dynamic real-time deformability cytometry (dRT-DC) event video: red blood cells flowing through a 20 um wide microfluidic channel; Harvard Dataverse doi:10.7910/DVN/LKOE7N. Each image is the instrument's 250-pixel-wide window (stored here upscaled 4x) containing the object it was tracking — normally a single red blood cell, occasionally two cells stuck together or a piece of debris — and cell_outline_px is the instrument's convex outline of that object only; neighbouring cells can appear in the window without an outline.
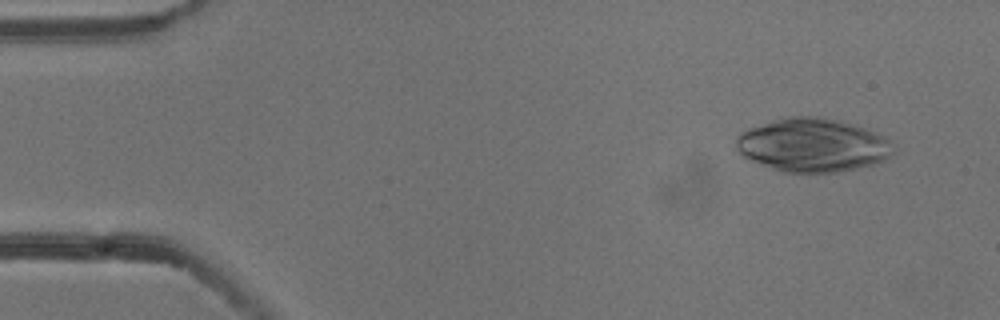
{"species": "common noctule bat (a hibernating species)", "species_latin": "Nyctalus noctula", "temperature_condition": "cold", "stored_images_in_passage": 4, "camera_frame_rate_fps": 3000, "um_per_image_px": 0.085, "animal": {"sex": "male", "body_mass_g": 13.3}, "frame": {"image": 1, "passage_image": 1, "time_ms": 0.0, "image_size_px": [1000, 320], "cell_outline_px": [[896, 152], [884, 160], [872, 164], [856, 168], [836, 172], [780, 172], [752, 160], [744, 156], [736, 148], [736, 136], [740, 132], [784, 116], [816, 116], [840, 120], [864, 128], [884, 136], [888, 140]], "centroid_in_image_um": [69.07, 12.33], "position_along_channel_um": 15.9, "area_um2": 48.84}}